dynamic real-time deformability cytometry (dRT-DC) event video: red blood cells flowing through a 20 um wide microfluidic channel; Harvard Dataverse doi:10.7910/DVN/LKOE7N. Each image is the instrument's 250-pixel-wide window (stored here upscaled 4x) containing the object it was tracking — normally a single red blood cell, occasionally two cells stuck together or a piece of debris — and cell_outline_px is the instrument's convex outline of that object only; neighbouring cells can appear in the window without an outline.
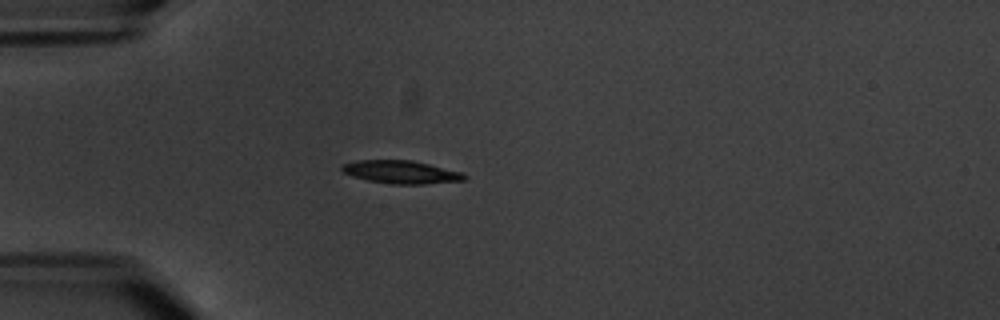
{"species": "common noctule bat (a hibernating species)", "species_latin": "Nyctalus noctula", "temperature_condition": "warm", "stored_images_in_passage": 4, "camera_frame_rate_fps": 3000, "um_per_image_px": 0.085, "animal": {"sex": "male", "body_mass_g": 20.1, "forearm_length_mm": 53.5}, "frame": {"image": 1, "passage_image": 4, "time_ms": 4.333, "image_size_px": [1000, 320], "cell_outline_px": [[468, 176], [464, 180], [424, 184], [392, 184], [368, 180], [352, 176], [344, 172], [340, 168], [344, 164], [356, 160], [412, 160], [464, 172]], "centroid_in_image_um": [34.13, 14.62], "position_along_channel_um": 50.9, "area_um2": 16.42}}